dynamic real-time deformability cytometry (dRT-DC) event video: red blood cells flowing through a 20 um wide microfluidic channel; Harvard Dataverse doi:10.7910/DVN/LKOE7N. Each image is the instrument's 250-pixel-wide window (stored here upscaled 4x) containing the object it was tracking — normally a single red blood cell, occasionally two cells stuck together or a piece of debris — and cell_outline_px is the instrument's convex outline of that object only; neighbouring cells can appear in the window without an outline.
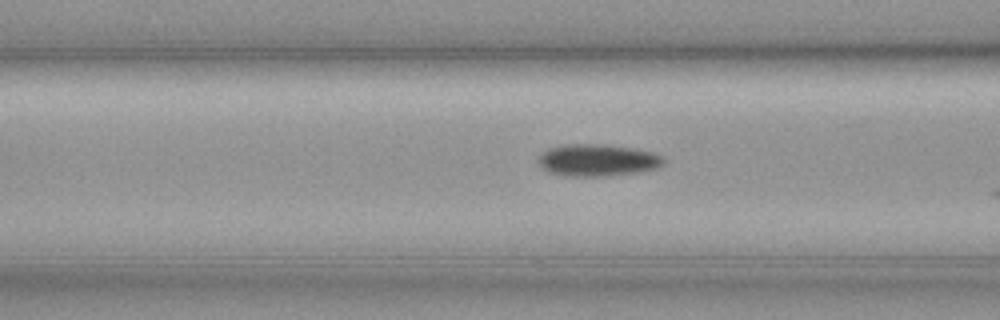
{"species": "common noctule bat (a hibernating species)", "species_latin": "Nyctalus noctula", "temperature_condition": "cold", "stored_images_in_passage": 4, "camera_frame_rate_fps": 3000, "um_per_image_px": 0.085, "animal": {"sex": "female", "body_mass_g": 19.3, "forearm_length_mm": 54.1}, "frame": {"image": 1, "passage_image": 3, "time_ms": 0.667, "image_size_px": [1000, 320], "cell_outline_px": [[664, 164], [656, 168], [636, 172], [600, 176], [564, 176], [548, 172], [536, 160], [540, 152], [548, 148], [568, 144], [604, 144], [632, 148], [652, 152], [660, 156], [664, 160]], "centroid_in_image_um": [50.72, 13.61], "position_along_channel_um": 115.9, "area_um2": 23.29}}